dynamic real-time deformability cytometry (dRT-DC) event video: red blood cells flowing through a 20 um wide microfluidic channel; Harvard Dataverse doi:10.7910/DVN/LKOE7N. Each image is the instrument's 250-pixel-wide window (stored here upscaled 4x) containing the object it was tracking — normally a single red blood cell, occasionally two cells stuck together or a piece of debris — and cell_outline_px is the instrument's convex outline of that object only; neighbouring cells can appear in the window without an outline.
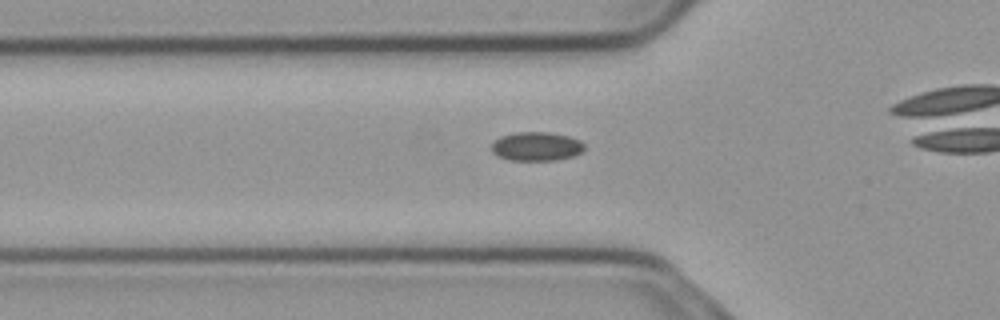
{"species": "common noctule bat (a hibernating species)", "species_latin": "Nyctalus noctula", "temperature_condition": "cold", "stored_images_in_passage": 35, "camera_frame_rate_fps": 3000, "um_per_image_px": 0.085, "animal": {"sex": "male", "body_mass_g": 23.1, "forearm_length_mm": 52.7}, "frame": {"image": 1, "passage_image": 9, "time_ms": 2.667, "image_size_px": [1000, 320], "cell_outline_px": [[584, 148], [580, 152], [572, 156], [556, 160], [512, 160], [496, 156], [492, 152], [492, 144], [500, 136], [516, 132], [548, 132], [568, 136], [580, 140], [584, 144]], "centroid_in_image_um": [45.58, 12.44], "position_along_channel_um": 80.2, "area_um2": 15.55}}
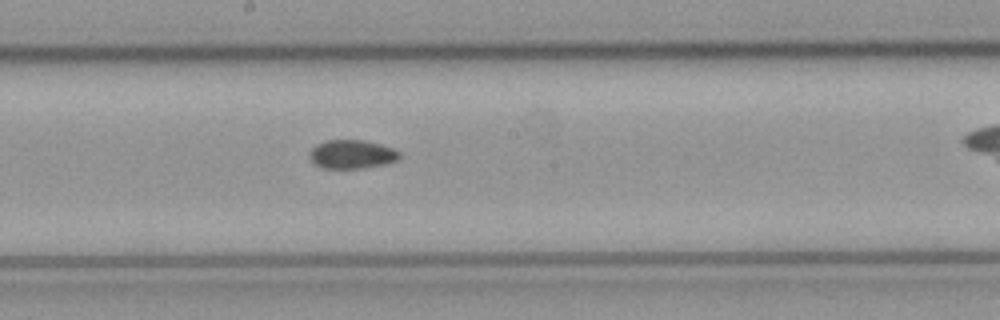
{"frame": {"image": 2, "passage_image": 20, "time_ms": 6.333, "image_size_px": [1000, 320], "cell_outline_px": [[400, 160], [384, 164], [364, 168], [320, 168], [308, 156], [308, 152], [316, 144], [324, 140], [364, 140], [380, 144], [392, 148], [400, 152]], "centroid_in_image_um": [29.9, 13.11], "position_along_channel_um": 218.3, "area_um2": 15.2}}
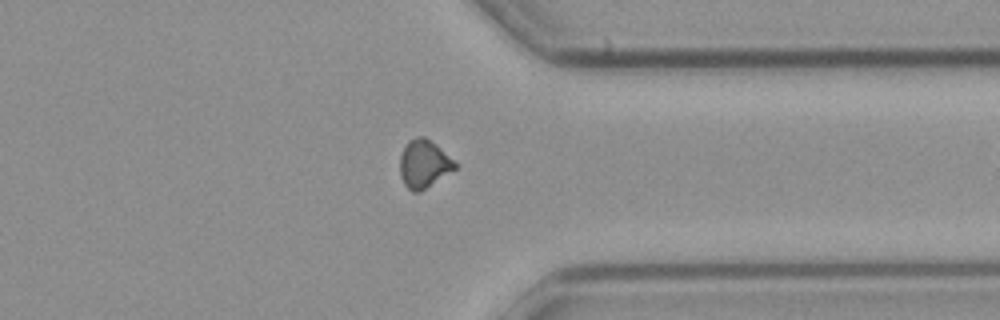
{"frame": {"image": 3, "passage_image": 33, "time_ms": 10.667, "image_size_px": [1000, 320], "cell_outline_px": [[456, 168], [420, 192], [412, 192], [404, 184], [400, 176], [400, 156], [408, 140], [416, 136], [424, 136], [436, 144], [456, 164]], "centroid_in_image_um": [35.99, 13.93], "position_along_channel_um": 375.4, "area_um2": 15.2}}